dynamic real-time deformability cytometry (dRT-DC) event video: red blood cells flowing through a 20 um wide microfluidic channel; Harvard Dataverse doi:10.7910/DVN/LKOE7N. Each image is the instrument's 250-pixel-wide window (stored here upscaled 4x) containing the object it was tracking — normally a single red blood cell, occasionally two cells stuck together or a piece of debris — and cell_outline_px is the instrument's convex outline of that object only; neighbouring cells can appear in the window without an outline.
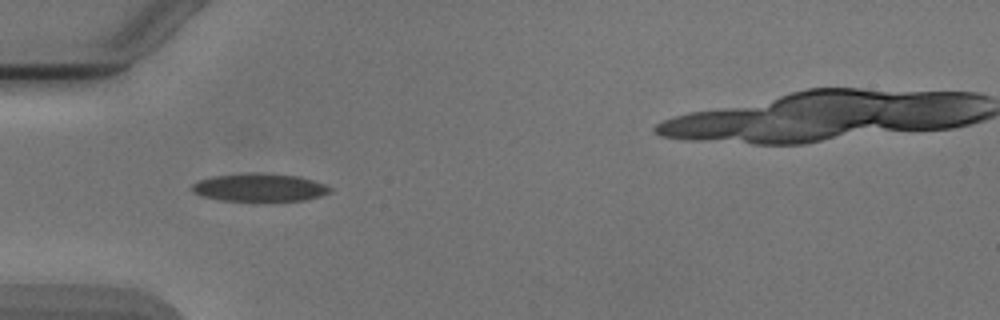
{"species": "Egyptian fruit bat (a non-hibernating species)", "species_latin": "Rousettus aegyptiacus", "temperature_condition": "cold", "stored_images_in_passage": 2, "camera_frame_rate_fps": 3000, "um_per_image_px": 0.085, "animal": {"sex": "male"}, "frame": {"image": 1, "passage_image": 1, "time_ms": 0.0, "image_size_px": [1000, 320], "cell_outline_px": [[332, 192], [320, 196], [304, 200], [220, 200], [200, 196], [192, 192], [192, 184], [200, 180], [212, 176], [248, 172], [260, 172], [300, 176], [324, 184], [332, 188]], "centroid_in_image_um": [22.05, 15.91], "position_along_channel_um": 63.0, "area_um2": 22.54}}
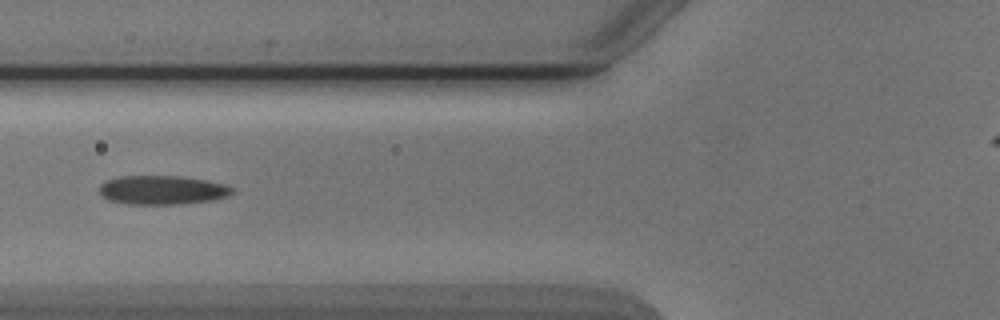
{"frame": {"image": 2, "passage_image": 2, "time_ms": 1.333, "image_size_px": [1000, 320], "cell_outline_px": [[236, 192], [228, 196], [212, 200], [180, 204], [124, 204], [108, 200], [100, 192], [100, 184], [108, 180], [120, 176], [180, 176], [204, 180], [224, 184], [236, 188]], "centroid_in_image_um": [13.83, 16.16], "position_along_channel_um": 112.0, "area_um2": 22.48}}